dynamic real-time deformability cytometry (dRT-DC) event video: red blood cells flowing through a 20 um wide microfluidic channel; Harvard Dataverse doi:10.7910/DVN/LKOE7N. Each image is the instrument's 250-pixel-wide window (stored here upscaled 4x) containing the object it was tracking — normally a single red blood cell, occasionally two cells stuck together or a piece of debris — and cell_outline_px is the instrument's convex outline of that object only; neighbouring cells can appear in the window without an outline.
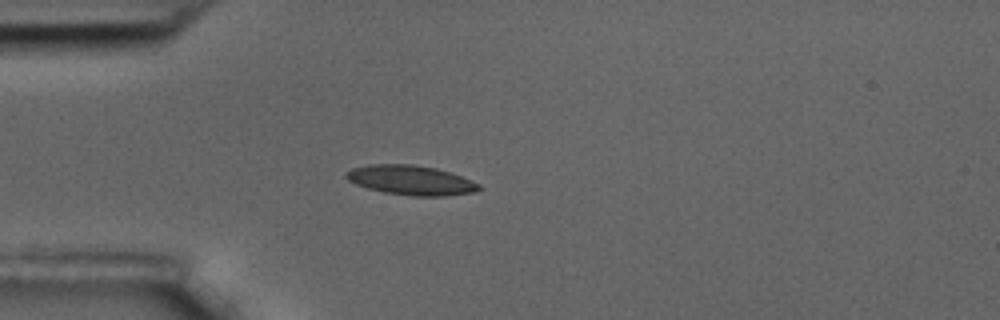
{"species": "common noctule bat (a hibernating species)", "species_latin": "Nyctalus noctula", "temperature_condition": "room temperature", "stored_images_in_passage": 5, "camera_frame_rate_fps": 3000, "um_per_image_px": 0.085, "animal": {"sex": "male", "body_mass_g": 17.5, "forearm_length_mm": 52.3}, "frame": {"image": 1, "passage_image": 4, "time_ms": 1.0, "image_size_px": [1000, 320], "cell_outline_px": [[484, 188], [476, 192], [444, 196], [412, 196], [384, 192], [368, 188], [356, 184], [348, 180], [344, 176], [344, 172], [352, 168], [368, 164], [412, 164], [436, 168], [460, 176], [480, 184]], "centroid_in_image_um": [34.92, 15.31], "position_along_channel_um": 50.1, "area_um2": 23.0}}